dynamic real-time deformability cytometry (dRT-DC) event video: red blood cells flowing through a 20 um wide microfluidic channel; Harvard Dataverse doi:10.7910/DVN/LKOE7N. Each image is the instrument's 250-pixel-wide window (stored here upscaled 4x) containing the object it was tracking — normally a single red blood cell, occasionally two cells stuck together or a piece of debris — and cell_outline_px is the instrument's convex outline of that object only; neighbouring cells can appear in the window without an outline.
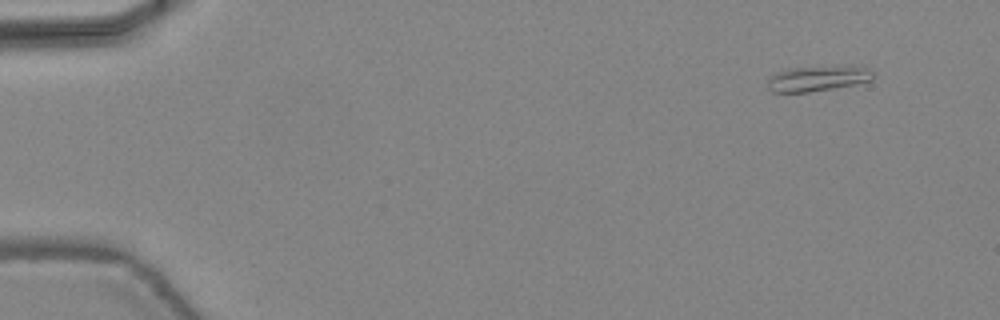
{"species": "common noctule bat (a hibernating species)", "species_latin": "Nyctalus noctula", "temperature_condition": "warm", "stored_images_in_passage": 44, "camera_frame_rate_fps": 3000, "um_per_image_px": 0.085, "animal": {"sex": "female", "body_mass_g": 24.6, "forearm_length_mm": 56.2}, "frame": {"image": 1, "passage_image": 2, "time_ms": 0.333, "image_size_px": [1000, 320], "cell_outline_px": [[872, 80], [856, 84], [808, 92], [772, 92], [768, 88], [768, 80], [772, 72], [784, 68], [836, 64], [864, 64], [872, 72]], "centroid_in_image_um": [69.53, 6.6], "position_along_channel_um": 15.5, "area_um2": 16.59}}
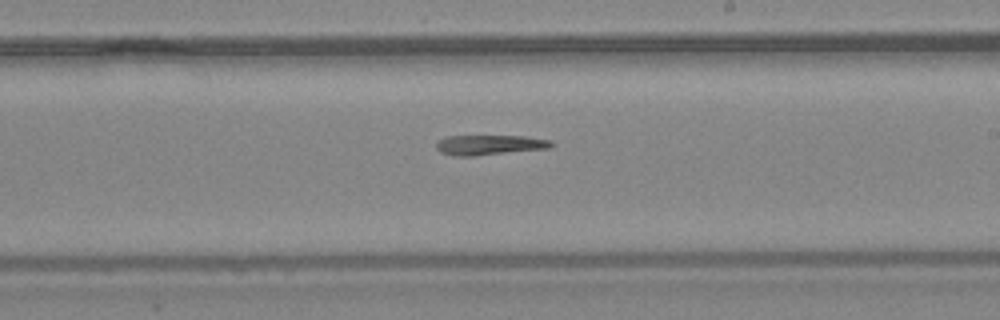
{"frame": {"image": 2, "passage_image": 26, "time_ms": 8.333, "image_size_px": [1000, 320], "cell_outline_px": [[556, 144], [552, 148], [476, 156], [452, 156], [440, 152], [436, 148], [436, 140], [448, 136], [524, 136], [552, 140]], "centroid_in_image_um": [41.64, 12.32], "position_along_channel_um": 247.4, "area_um2": 13.76}}
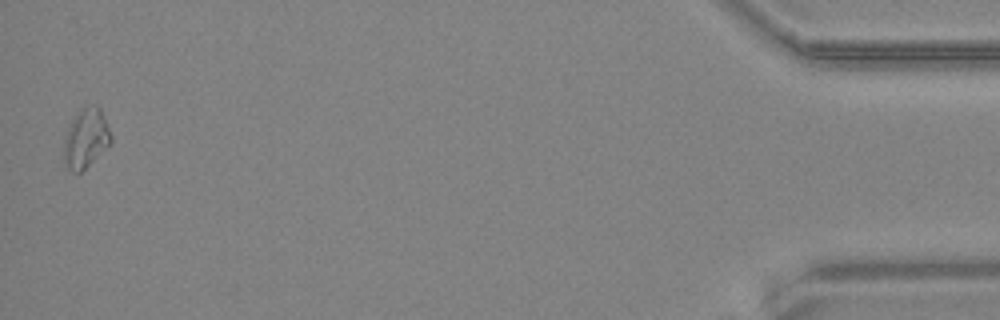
{"frame": {"image": 3, "passage_image": 44, "time_ms": 14.333, "image_size_px": [1000, 320], "cell_outline_px": [[112, 144], [80, 172], [72, 172], [64, 164], [64, 136], [72, 120], [84, 108], [96, 104], [100, 108], [104, 116], [112, 136]], "centroid_in_image_um": [7.32, 11.78], "position_along_channel_um": 427.9, "area_um2": 16.13}}